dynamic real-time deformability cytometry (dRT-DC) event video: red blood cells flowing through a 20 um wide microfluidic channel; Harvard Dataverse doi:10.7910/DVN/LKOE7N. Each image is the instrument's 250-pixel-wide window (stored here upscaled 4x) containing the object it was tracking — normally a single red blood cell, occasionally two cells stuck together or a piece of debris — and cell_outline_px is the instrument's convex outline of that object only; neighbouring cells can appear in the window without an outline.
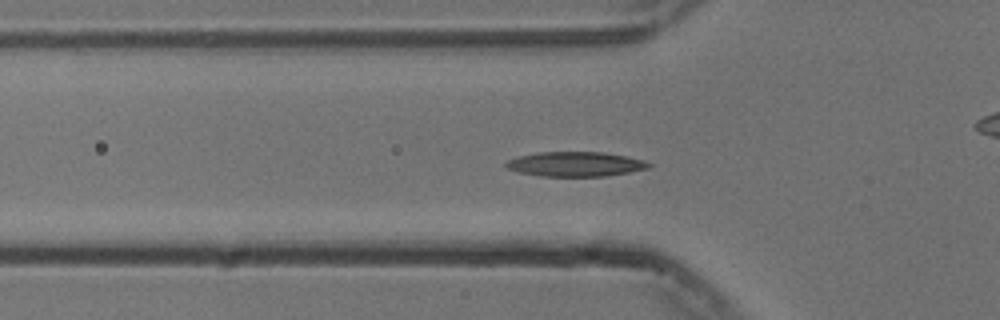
{"species": "common noctule bat (a hibernating species)", "species_latin": "Nyctalus noctula", "temperature_condition": "cold", "stored_images_in_passage": 43, "camera_frame_rate_fps": 3000, "um_per_image_px": 0.085, "animal": {"sex": "male", "body_mass_g": 13.3}, "frame": {"image": 1, "passage_image": 5, "time_ms": 1.333, "image_size_px": [1000, 320], "cell_outline_px": [[652, 164], [648, 168], [628, 172], [604, 176], [540, 176], [520, 172], [508, 168], [504, 164], [508, 160], [520, 156], [536, 152], [600, 152], [624, 156], [644, 160]], "centroid_in_image_um": [48.9, 13.95], "position_along_channel_um": 76.9, "area_um2": 20.23}}
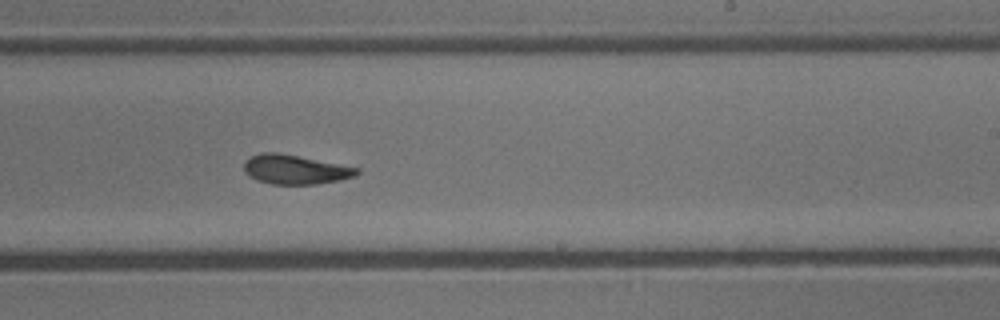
{"frame": {"image": 2, "passage_image": 20, "time_ms": 6.333, "image_size_px": [1000, 320], "cell_outline_px": [[360, 172], [356, 176], [340, 180], [316, 184], [272, 184], [260, 180], [244, 172], [244, 164], [252, 156], [264, 152], [276, 152], [360, 168]], "centroid_in_image_um": [25.14, 14.41], "position_along_channel_um": 263.9, "area_um2": 18.9}}
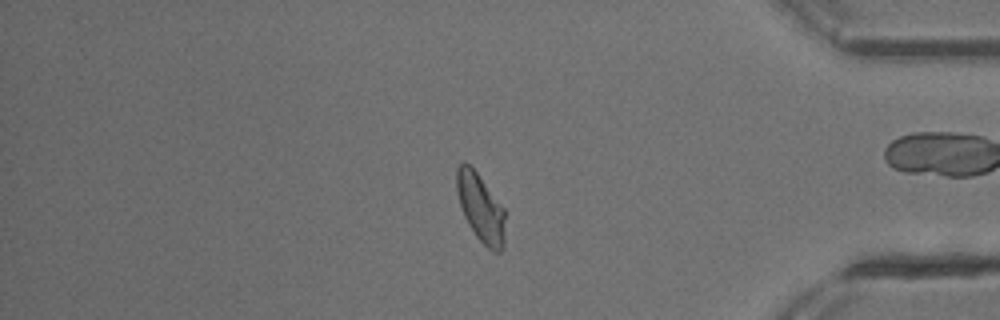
{"frame": {"image": 3, "passage_image": 33, "time_ms": 10.667, "image_size_px": [1000, 320], "cell_outline_px": [[504, 248], [500, 252], [492, 252], [476, 236], [468, 224], [464, 216], [456, 192], [456, 168], [464, 160], [476, 172], [504, 208]], "centroid_in_image_um": [40.84, 17.68], "position_along_channel_um": 394.4, "area_um2": 19.13}, "authors_computed_cell_mechanics": {"area_um2": 19.363, "velocity_mm_per_s": 3.7314, "shape_relaxation_time_tau1_ms": 4.7435, "shape_relaxation_time_tau2_ms": 2.9631, "deformation_change_tau1": 0.155, "deformation_change_tau2": 0.098}}